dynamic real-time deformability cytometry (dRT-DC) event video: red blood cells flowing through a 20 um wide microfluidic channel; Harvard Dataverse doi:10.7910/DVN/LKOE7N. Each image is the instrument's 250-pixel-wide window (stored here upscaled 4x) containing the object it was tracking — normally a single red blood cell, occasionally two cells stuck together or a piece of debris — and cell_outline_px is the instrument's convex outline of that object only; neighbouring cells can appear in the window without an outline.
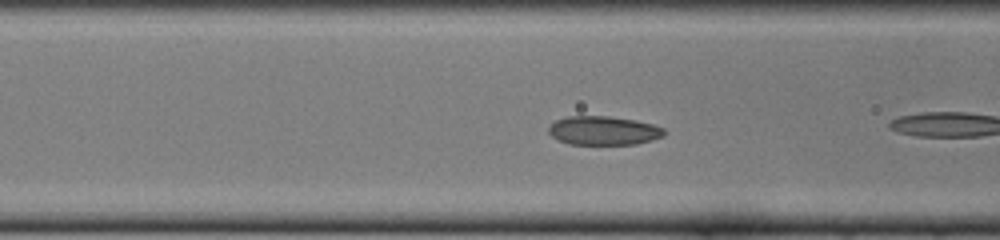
{"species": "common noctule bat (a hibernating species)", "species_latin": "Nyctalus noctula", "temperature_condition": "cold", "stored_images_in_passage": 11, "camera_frame_rate_fps": 3000, "um_per_image_px": 0.085, "animal": {"sex": "female", "body_mass_g": 22.0, "forearm_length_mm": 56.7}, "frame": {"image": 1, "passage_image": 5, "time_ms": 1.333, "image_size_px": [1000, 240], "cell_outline_px": [[664, 136], [652, 140], [636, 144], [568, 144], [552, 136], [548, 132], [548, 128], [556, 120], [568, 116], [608, 116], [636, 120], [652, 124], [664, 128]], "centroid_in_image_um": [51.31, 11.1], "position_along_channel_um": 115.3, "area_um2": 19.36}}
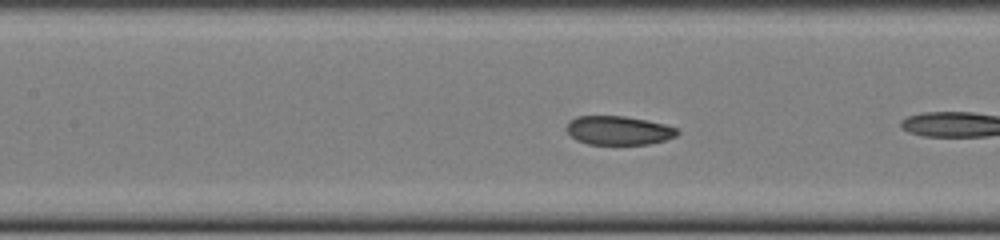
{"frame": {"image": 2, "passage_image": 8, "time_ms": 2.333, "image_size_px": [1000, 240], "cell_outline_px": [[680, 132], [676, 136], [664, 140], [648, 144], [588, 144], [576, 140], [564, 128], [568, 120], [576, 116], [624, 116], [648, 120], [664, 124], [676, 128]], "centroid_in_image_um": [52.54, 11.08], "position_along_channel_um": 154.9, "area_um2": 18.73}}